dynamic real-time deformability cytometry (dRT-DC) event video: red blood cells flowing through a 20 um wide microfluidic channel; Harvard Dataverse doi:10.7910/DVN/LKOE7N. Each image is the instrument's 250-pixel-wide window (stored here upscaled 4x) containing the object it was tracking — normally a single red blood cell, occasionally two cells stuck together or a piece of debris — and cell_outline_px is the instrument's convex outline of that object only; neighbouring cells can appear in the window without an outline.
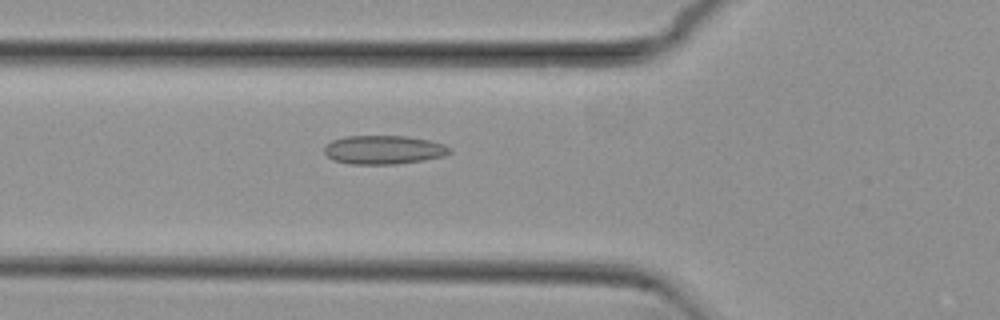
{"species": "common noctule bat (a hibernating species)", "species_latin": "Nyctalus noctula", "temperature_condition": "cold", "stored_images_in_passage": 39, "camera_frame_rate_fps": 3000, "um_per_image_px": 0.085, "animal": {"sex": "female", "body_mass_g": 29.2, "forearm_length_mm": 56.3}, "frame": {"image": 1, "passage_image": 4, "time_ms": 1.0, "image_size_px": [1000, 320], "cell_outline_px": [[452, 152], [444, 156], [424, 160], [396, 164], [348, 164], [332, 160], [324, 152], [324, 148], [332, 140], [344, 136], [408, 136], [428, 140], [444, 144], [452, 148]], "centroid_in_image_um": [32.63, 12.73], "position_along_channel_um": 93.2, "area_um2": 21.15}}
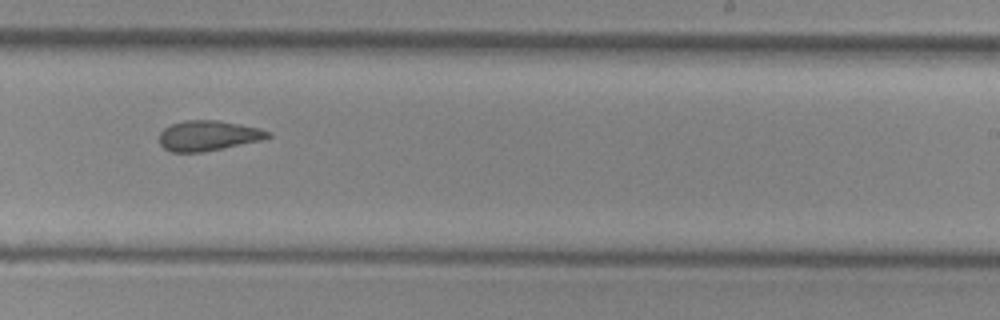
{"frame": {"image": 2, "passage_image": 18, "time_ms": 5.667, "image_size_px": [1000, 320], "cell_outline_px": [[272, 136], [268, 140], [204, 152], [172, 152], [164, 148], [160, 144], [160, 132], [164, 128], [172, 124], [184, 120], [216, 120], [240, 124], [260, 128], [272, 132]], "centroid_in_image_um": [17.78, 11.54], "position_along_channel_um": 271.2, "area_um2": 19.54}}
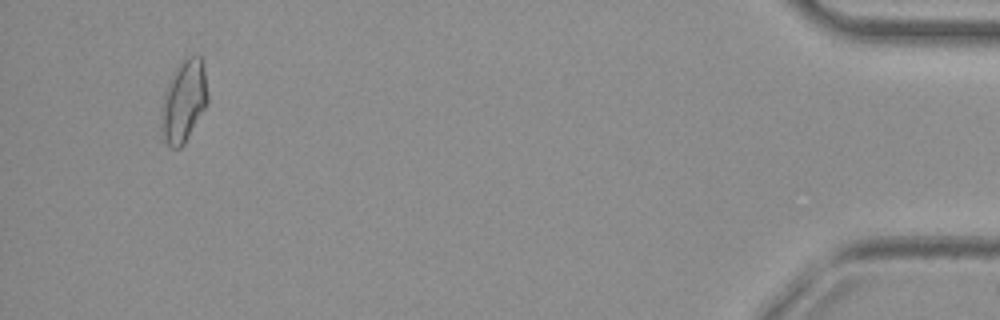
{"frame": {"image": 3, "passage_image": 36, "time_ms": 11.667, "image_size_px": [1000, 320], "cell_outline_px": [[208, 104], [184, 144], [180, 148], [172, 148], [168, 144], [164, 136], [160, 112], [164, 92], [168, 80], [172, 72], [184, 56], [200, 56], [204, 68], [208, 96]], "centroid_in_image_um": [15.62, 8.55], "position_along_channel_um": 419.6, "area_um2": 22.31}, "authors_computed_cell_mechanics": {"area_um2": 19.5942, "velocity_mm_per_s": 3.8122, "shape_relaxation_time_tau1_ms": null, "shape_relaxation_time_tau2_ms": 2.958, "deformation_change_tau1": null, "deformation_change_tau2": 0.096}}